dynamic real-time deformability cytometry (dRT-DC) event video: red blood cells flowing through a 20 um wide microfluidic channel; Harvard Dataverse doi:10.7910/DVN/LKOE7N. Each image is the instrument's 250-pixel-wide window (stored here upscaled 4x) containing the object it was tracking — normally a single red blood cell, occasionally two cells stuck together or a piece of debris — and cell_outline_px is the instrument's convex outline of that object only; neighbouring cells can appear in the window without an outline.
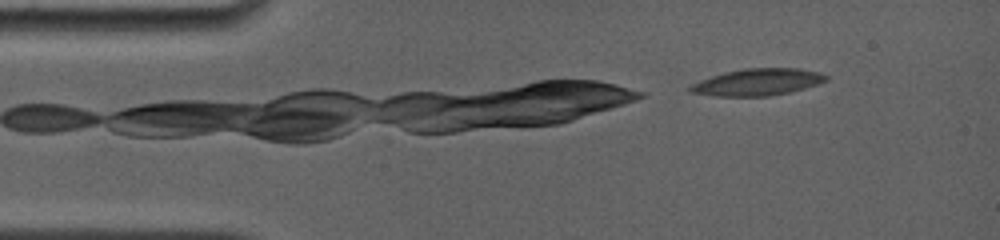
{"species": "common noctule bat (a hibernating species)", "species_latin": "Nyctalus noctula", "temperature_condition": "room temperature", "stored_images_in_passage": 57, "camera_frame_rate_fps": 4000, "um_per_image_px": 0.085, "animal": {"sex": "female", "body_mass_g": 19.0, "forearm_length_mm": 56.7}, "frame": {"image": 1, "passage_image": 3, "time_ms": 0.5, "image_size_px": [1000, 240], "cell_outline_px": [[828, 80], [804, 88], [788, 92], [768, 96], [716, 96], [688, 92], [688, 88], [692, 84], [700, 80], [724, 72], [744, 68], [800, 68], [820, 72], [828, 76]], "centroid_in_image_um": [64.38, 6.97], "position_along_channel_um": 20.6, "area_um2": 21.21}}
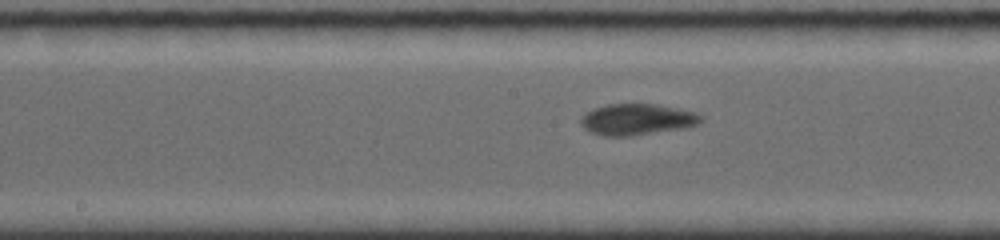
{"frame": {"image": 2, "passage_image": 26, "time_ms": 7.0, "image_size_px": [1000, 240], "cell_outline_px": [[704, 120], [688, 128], [632, 136], [604, 136], [592, 132], [584, 128], [580, 124], [580, 116], [592, 108], [608, 104], [656, 104], [696, 112]], "centroid_in_image_um": [54.13, 10.16], "position_along_channel_um": 194.1, "area_um2": 22.08}}
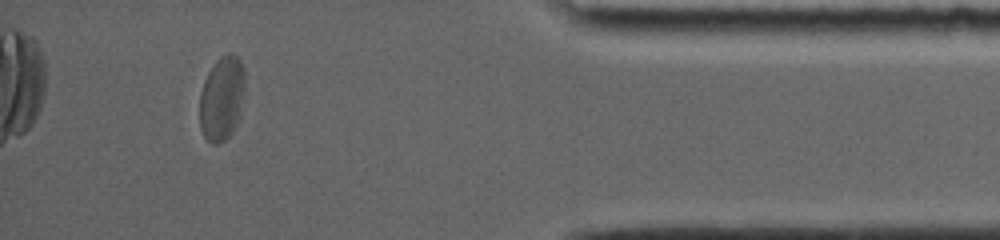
{"frame": {"image": 3, "passage_image": 51, "time_ms": 13.75, "image_size_px": [1000, 240], "cell_outline_px": [[244, 100], [240, 120], [232, 132], [224, 140], [216, 144], [212, 144], [204, 136], [200, 128], [200, 92], [204, 80], [208, 72], [216, 60], [220, 56], [228, 52], [232, 52], [240, 60], [244, 68]], "centroid_in_image_um": [18.88, 8.35], "position_along_channel_um": 416.3, "area_um2": 22.72}, "authors_computed_cell_mechanics": {"area_um2": 21.8484, "velocity_mm_per_s": 3.724, "shape_relaxation_time_tau1_ms": 6.1865, "shape_relaxation_time_tau2_ms": null, "deformation_change_tau1": 0.1794, "deformation_change_tau2": null}}